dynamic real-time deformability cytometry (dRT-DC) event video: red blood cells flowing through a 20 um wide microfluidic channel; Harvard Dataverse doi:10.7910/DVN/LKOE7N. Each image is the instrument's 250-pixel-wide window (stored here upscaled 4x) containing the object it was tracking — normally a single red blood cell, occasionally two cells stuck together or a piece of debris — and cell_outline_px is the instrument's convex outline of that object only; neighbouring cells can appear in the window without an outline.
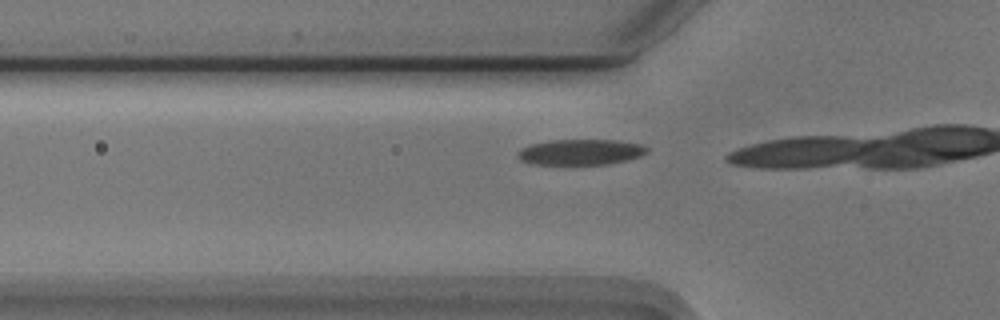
{"species": "Egyptian fruit bat (a non-hibernating species)", "species_latin": "Rousettus aegyptiacus", "temperature_condition": "cold", "stored_images_in_passage": 13, "camera_frame_rate_fps": 3000, "um_per_image_px": 0.085, "animal": {"sex": "male"}, "frame": {"image": 1, "passage_image": 11, "time_ms": 3.333, "image_size_px": [1000, 320], "cell_outline_px": [[648, 152], [640, 156], [608, 164], [532, 164], [520, 160], [516, 156], [516, 152], [520, 148], [528, 144], [552, 140], [616, 140], [640, 144], [648, 148]], "centroid_in_image_um": [49.28, 12.92], "position_along_channel_um": 76.5, "area_um2": 19.36}}